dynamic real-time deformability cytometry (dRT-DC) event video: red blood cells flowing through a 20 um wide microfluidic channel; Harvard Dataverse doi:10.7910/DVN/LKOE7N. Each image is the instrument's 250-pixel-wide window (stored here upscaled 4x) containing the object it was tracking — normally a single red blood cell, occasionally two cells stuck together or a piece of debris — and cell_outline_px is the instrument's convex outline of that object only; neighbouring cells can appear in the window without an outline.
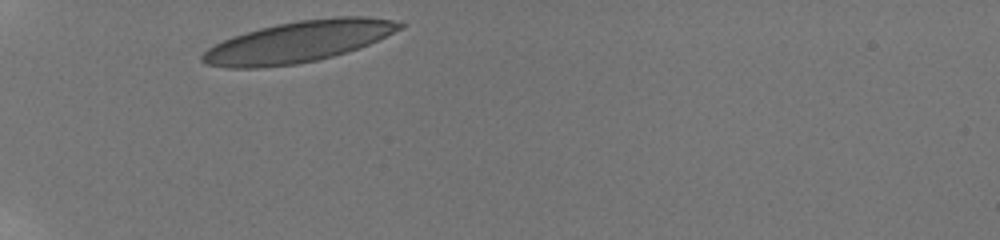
{"species": "human", "species_latin": "Homo sapiens", "temperature_condition": "room temperature", "stored_images_in_passage": 5, "camera_frame_rate_fps": 3000, "um_per_image_px": 0.085, "donor": {"sex": "male"}, "frame": {"image": 1, "passage_image": 1, "time_ms": 0.0, "image_size_px": [1000, 240], "cell_outline_px": [[408, 24], [404, 28], [360, 48], [332, 56], [316, 60], [296, 64], [260, 68], [228, 68], [204, 64], [200, 60], [200, 56], [208, 48], [232, 36], [260, 28], [276, 24], [300, 20], [336, 16], [364, 16], [392, 20]], "centroid_in_image_um": [25.38, 3.54], "position_along_channel_um": 59.6, "area_um2": 47.45}}
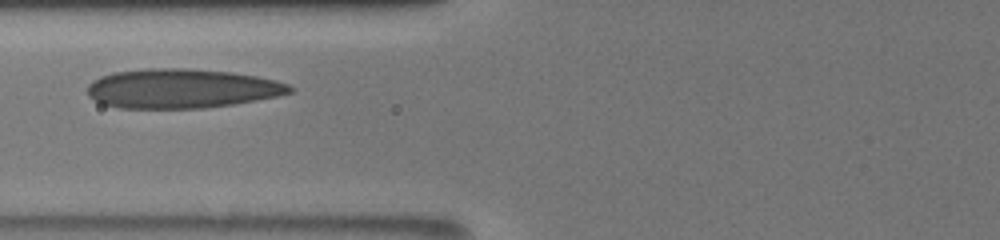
{"frame": {"image": 2, "passage_image": 4, "time_ms": 2.0, "image_size_px": [1000, 240], "cell_outline_px": [[296, 88], [292, 92], [276, 96], [256, 100], [232, 104], [204, 108], [120, 108], [104, 104], [88, 96], [88, 84], [92, 80], [100, 76], [116, 72], [148, 68], [188, 68], [232, 72], [256, 76], [276, 80], [288, 84]], "centroid_in_image_um": [15.45, 7.52], "position_along_channel_um": 110.4, "area_um2": 46.41}}